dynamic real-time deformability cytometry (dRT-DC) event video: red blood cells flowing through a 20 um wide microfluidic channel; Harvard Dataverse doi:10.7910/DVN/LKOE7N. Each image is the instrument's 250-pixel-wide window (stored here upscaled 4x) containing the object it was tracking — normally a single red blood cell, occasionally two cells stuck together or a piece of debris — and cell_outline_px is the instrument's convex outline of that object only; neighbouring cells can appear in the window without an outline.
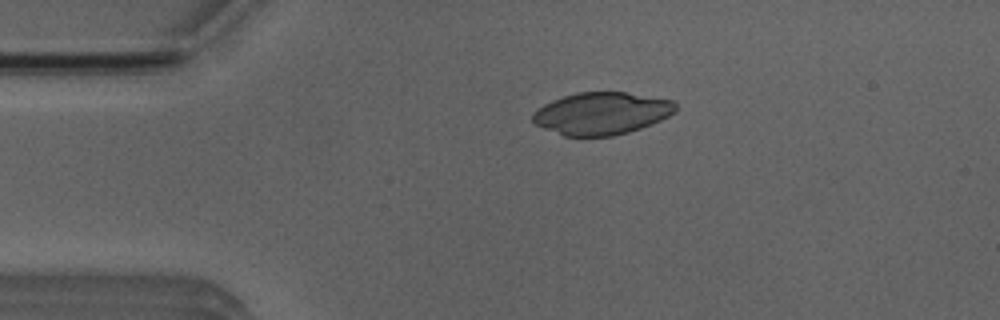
{"species": "Egyptian fruit bat (a non-hibernating species)", "species_latin": "Rousettus aegyptiacus", "temperature_condition": "room temperature", "stored_images_in_passage": 4, "camera_frame_rate_fps": 3000, "um_per_image_px": 0.085, "animal": {"sex": "male"}, "frame": {"image": 1, "passage_image": 2, "time_ms": 2.0, "image_size_px": [1000, 320], "cell_outline_px": [[676, 108], [668, 116], [652, 124], [628, 132], [612, 136], [564, 136], [544, 128], [536, 124], [532, 120], [532, 112], [544, 104], [552, 100], [576, 92], [628, 92], [672, 100], [676, 104]], "centroid_in_image_um": [51.12, 9.63], "position_along_channel_um": 33.9, "area_um2": 35.14}}